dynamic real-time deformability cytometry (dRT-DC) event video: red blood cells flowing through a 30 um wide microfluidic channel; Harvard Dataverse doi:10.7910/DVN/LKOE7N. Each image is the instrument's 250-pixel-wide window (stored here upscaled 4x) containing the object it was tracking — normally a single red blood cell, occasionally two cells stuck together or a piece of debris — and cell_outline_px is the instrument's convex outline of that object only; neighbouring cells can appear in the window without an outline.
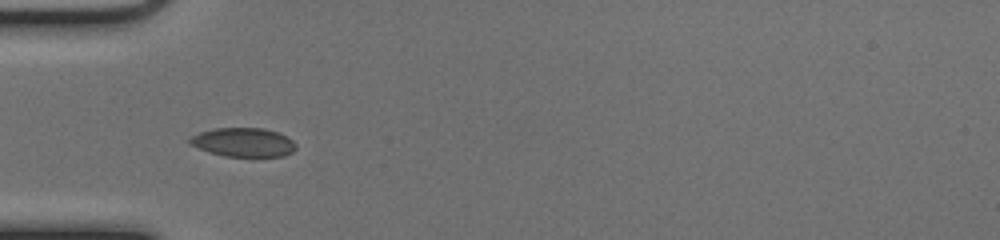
{"species": "common noctule bat (a hibernating species)", "species_latin": "Nyctalus noctula", "temperature_condition": "cold", "stored_images_in_passage": 8, "camera_frame_rate_fps": 3000, "um_per_image_px": 0.085, "animal": {"sex": "female", "body_mass_g": 17.0, "forearm_length_mm": 48.0}, "frame": {"image": 1, "passage_image": 3, "time_ms": 0.667, "image_size_px": [1000, 240], "cell_outline_px": [[296, 148], [292, 152], [284, 156], [224, 156], [208, 152], [188, 144], [188, 140], [192, 136], [200, 132], [212, 128], [264, 128], [288, 136], [296, 144]], "centroid_in_image_um": [20.67, 12.09], "position_along_channel_um": 64.3, "area_um2": 17.98}}